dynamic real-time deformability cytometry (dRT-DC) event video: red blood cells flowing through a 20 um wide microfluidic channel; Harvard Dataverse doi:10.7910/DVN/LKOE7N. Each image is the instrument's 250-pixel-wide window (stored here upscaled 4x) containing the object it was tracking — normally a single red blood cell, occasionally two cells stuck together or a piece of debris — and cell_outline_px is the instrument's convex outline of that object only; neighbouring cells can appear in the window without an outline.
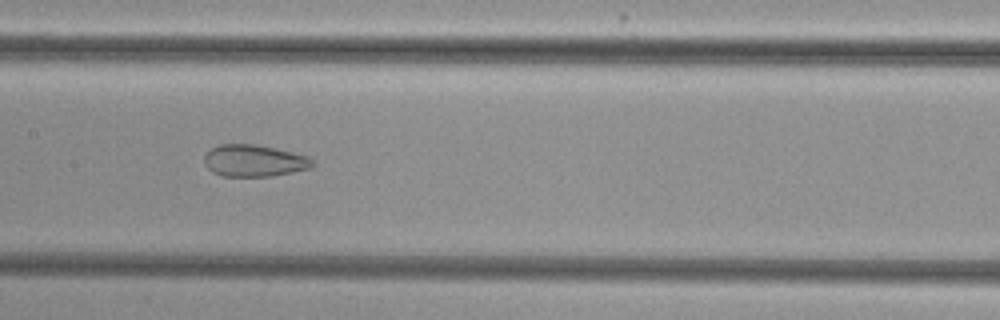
{"species": "common noctule bat (a hibernating species)", "species_latin": "Nyctalus noctula", "temperature_condition": "cold", "stored_images_in_passage": 54, "camera_frame_rate_fps": 3000, "um_per_image_px": 0.085, "animal": {"sex": "female", "body_mass_g": 29.2, "forearm_length_mm": 56.3}, "frame": {"image": 1, "passage_image": 27, "time_ms": 8.667, "image_size_px": [1000, 320], "cell_outline_px": [[316, 164], [312, 168], [272, 176], [224, 176], [212, 172], [204, 164], [204, 156], [212, 148], [220, 144], [256, 144], [276, 148], [308, 156]], "centroid_in_image_um": [21.62, 13.66], "position_along_channel_um": 185.8, "area_um2": 20.17}}
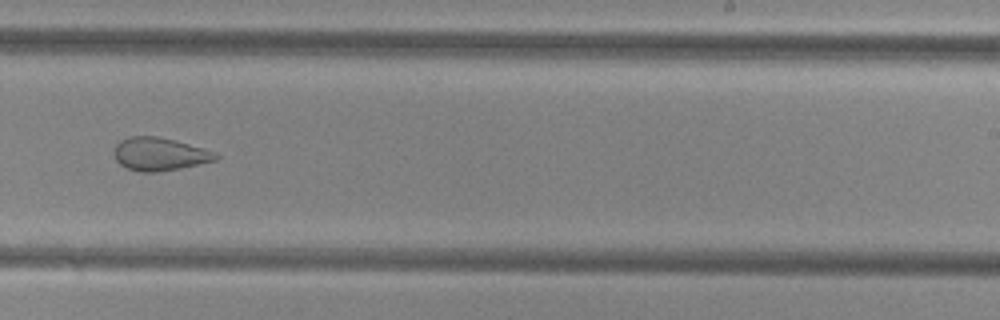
{"frame": {"image": 2, "passage_image": 34, "time_ms": 11.0, "image_size_px": [1000, 320], "cell_outline_px": [[220, 156], [216, 160], [180, 168], [156, 172], [140, 172], [128, 168], [120, 164], [116, 160], [112, 152], [116, 144], [120, 140], [132, 136], [156, 136], [204, 148]], "centroid_in_image_um": [13.51, 13.1], "position_along_channel_um": 275.5, "area_um2": 19.36}}
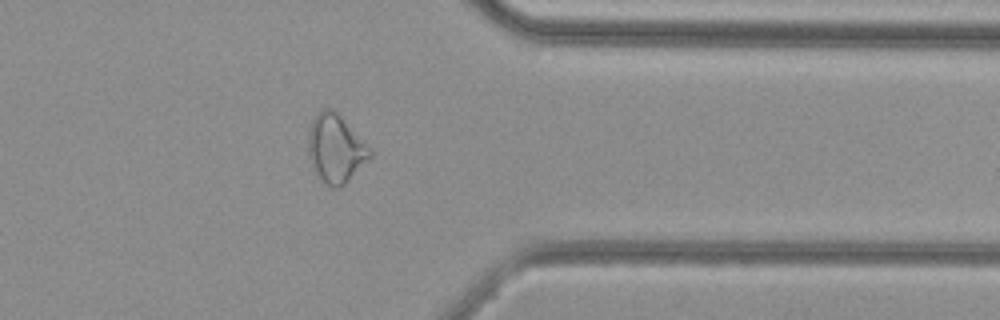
{"frame": {"image": 3, "passage_image": 43, "time_ms": 14.0, "image_size_px": [1000, 320], "cell_outline_px": [[372, 156], [340, 188], [332, 188], [320, 180], [312, 168], [308, 156], [308, 132], [312, 120], [316, 112], [320, 108], [332, 108], [372, 148]], "centroid_in_image_um": [28.5, 12.62], "position_along_channel_um": 382.9, "area_um2": 24.8}, "authors_computed_cell_mechanics": {"area_um2": 25.8944, "velocity_mm_per_s": 3.8558, "shape_relaxation_time_tau1_ms": null, "shape_relaxation_time_tau2_ms": 1.7841, "deformation_change_tau1": null, "deformation_change_tau2": 0.0971}}